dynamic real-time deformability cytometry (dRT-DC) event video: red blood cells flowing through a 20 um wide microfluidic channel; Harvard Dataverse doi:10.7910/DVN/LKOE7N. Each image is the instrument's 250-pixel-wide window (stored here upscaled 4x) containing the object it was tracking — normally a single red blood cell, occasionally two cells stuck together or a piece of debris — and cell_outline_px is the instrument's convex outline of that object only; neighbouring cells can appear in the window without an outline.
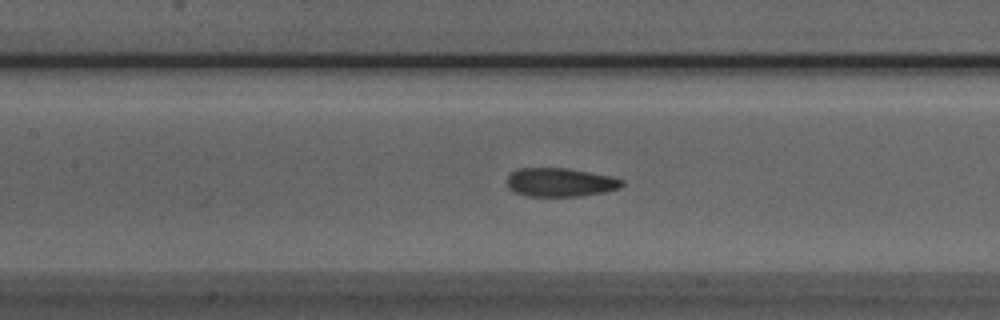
{"species": "Egyptian fruit bat (a non-hibernating species)", "species_latin": "Rousettus aegyptiacus", "temperature_condition": "room temperature", "stored_images_in_passage": 42, "camera_frame_rate_fps": 3000, "um_per_image_px": 0.085, "animal": {"sex": "male"}, "frame": {"image": 1, "passage_image": 23, "time_ms": 7.333, "image_size_px": [1000, 320], "cell_outline_px": [[624, 184], [620, 188], [604, 192], [580, 196], [528, 196], [516, 192], [508, 188], [508, 176], [516, 168], [568, 168], [612, 176], [624, 180]], "centroid_in_image_um": [47.65, 15.49], "position_along_channel_um": 159.8, "area_um2": 19.25}}
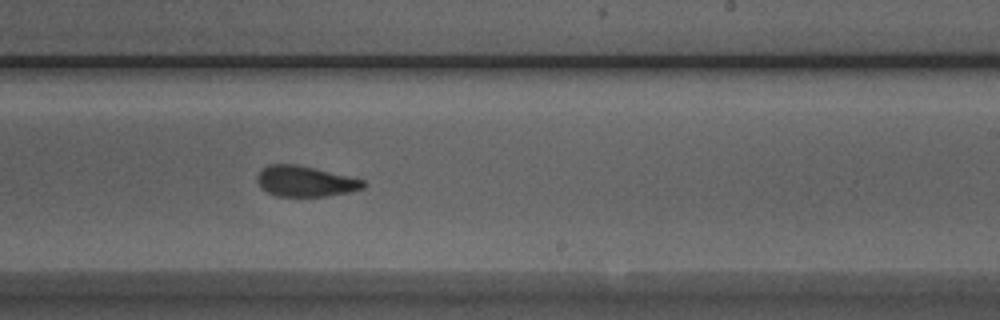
{"frame": {"image": 2, "passage_image": 31, "time_ms": 10.0, "image_size_px": [1000, 320], "cell_outline_px": [[368, 184], [364, 188], [348, 192], [324, 196], [276, 196], [260, 188], [256, 180], [256, 176], [268, 164], [296, 164], [364, 180]], "centroid_in_image_um": [25.92, 15.41], "position_along_channel_um": 263.1, "area_um2": 18.79}}
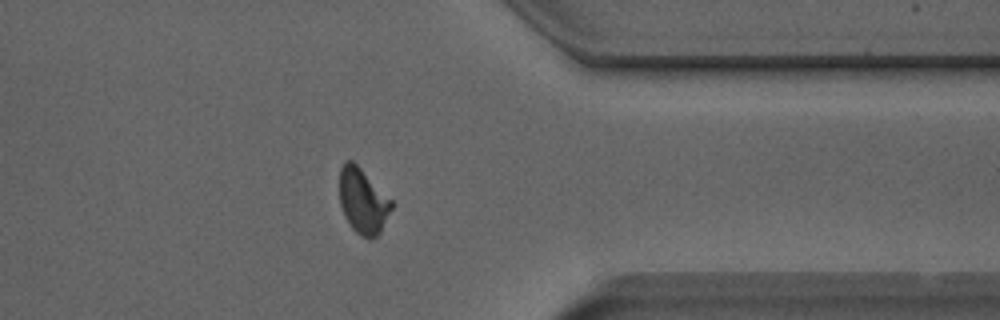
{"frame": {"image": 3, "passage_image": 41, "time_ms": 13.333, "image_size_px": [1000, 320], "cell_outline_px": [[392, 208], [380, 232], [376, 236], [368, 240], [360, 236], [352, 228], [344, 216], [340, 204], [340, 168], [344, 160], [352, 160], [392, 200]], "centroid_in_image_um": [30.83, 17.1], "position_along_channel_um": 380.6, "area_um2": 19.65}}